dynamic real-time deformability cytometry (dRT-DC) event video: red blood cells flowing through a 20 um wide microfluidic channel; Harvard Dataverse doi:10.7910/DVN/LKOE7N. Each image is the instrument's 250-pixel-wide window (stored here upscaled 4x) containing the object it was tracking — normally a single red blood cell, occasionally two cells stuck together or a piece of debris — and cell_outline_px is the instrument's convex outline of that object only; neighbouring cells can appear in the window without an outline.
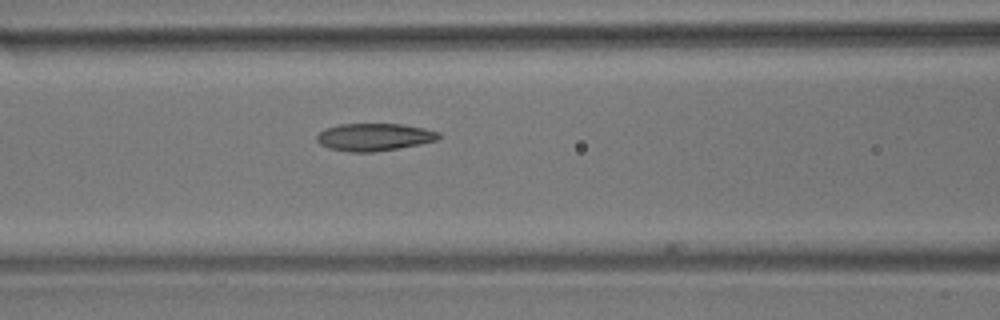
{"species": "common noctule bat (a hibernating species)", "species_latin": "Nyctalus noctula", "temperature_condition": "room temperature", "stored_images_in_passage": 7, "camera_frame_rate_fps": 3000, "um_per_image_px": 0.085, "animal": {"sex": "male", "body_mass_g": 17.9}, "frame": {"image": 1, "passage_image": 6, "time_ms": 1.667, "image_size_px": [1000, 320], "cell_outline_px": [[440, 136], [436, 140], [420, 144], [372, 152], [348, 152], [328, 148], [320, 144], [316, 140], [316, 136], [324, 128], [340, 124], [404, 124], [424, 128], [440, 132]], "centroid_in_image_um": [31.78, 11.64], "position_along_channel_um": 134.8, "area_um2": 19.54}}